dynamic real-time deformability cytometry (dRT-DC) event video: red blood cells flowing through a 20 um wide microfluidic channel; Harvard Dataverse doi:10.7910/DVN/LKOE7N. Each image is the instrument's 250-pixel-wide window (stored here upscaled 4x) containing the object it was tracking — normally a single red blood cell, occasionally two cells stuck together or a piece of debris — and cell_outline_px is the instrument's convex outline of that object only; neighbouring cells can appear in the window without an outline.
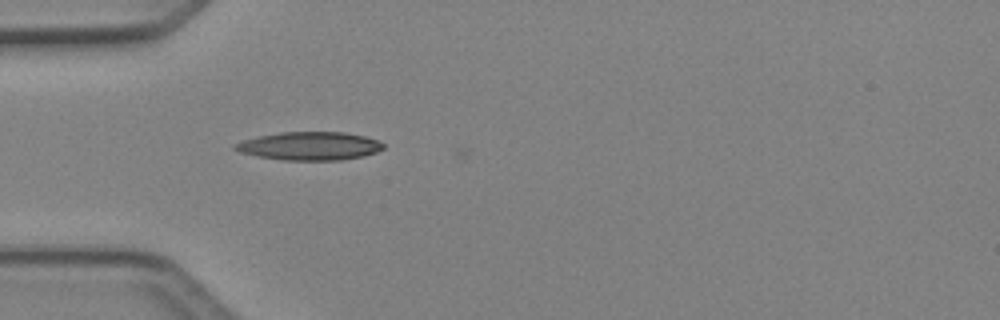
{"species": "Egyptian fruit bat (a non-hibernating species)", "species_latin": "Rousettus aegyptiacus", "temperature_condition": "cold", "stored_images_in_passage": 1, "camera_frame_rate_fps": 3000, "um_per_image_px": 0.085, "animal": {"sex": "female"}, "frame": {"image": 1, "passage_image": 1, "time_ms": 0.0, "image_size_px": [1000, 320], "cell_outline_px": [[384, 148], [376, 152], [364, 156], [340, 160], [284, 160], [260, 156], [240, 152], [232, 148], [232, 144], [244, 140], [260, 136], [280, 132], [344, 132], [364, 136], [380, 140], [384, 144]], "centroid_in_image_um": [26.35, 12.4], "position_along_channel_um": 58.7, "area_um2": 24.39}}